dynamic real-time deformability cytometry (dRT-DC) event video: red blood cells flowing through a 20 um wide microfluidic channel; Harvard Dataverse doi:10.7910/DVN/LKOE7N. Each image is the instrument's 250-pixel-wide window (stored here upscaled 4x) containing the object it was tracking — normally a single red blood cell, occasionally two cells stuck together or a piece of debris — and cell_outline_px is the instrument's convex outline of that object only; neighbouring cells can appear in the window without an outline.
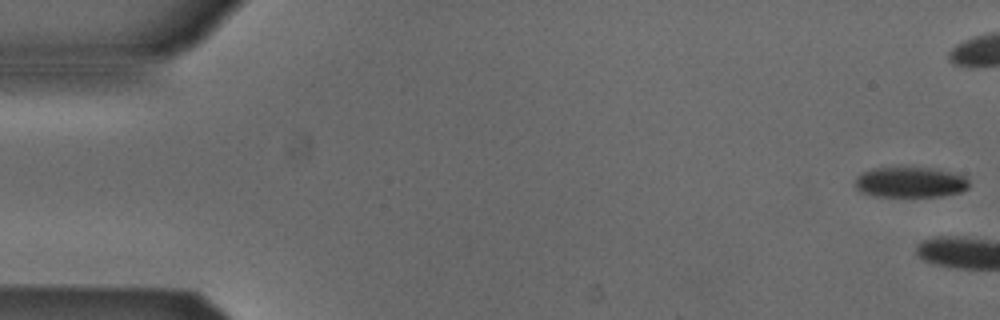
{"species": "Egyptian fruit bat (a non-hibernating species)", "species_latin": "Rousettus aegyptiacus", "temperature_condition": "cold", "stored_images_in_passage": 10, "camera_frame_rate_fps": 3000, "um_per_image_px": 0.085, "animal": {"sex": "male"}, "frame": {"image": 1, "passage_image": 1, "time_ms": 0.0, "image_size_px": [1000, 320], "cell_outline_px": [[968, 188], [960, 192], [940, 196], [876, 196], [860, 192], [856, 188], [856, 176], [860, 172], [872, 168], [940, 168], [968, 176]], "centroid_in_image_um": [77.4, 15.47], "position_along_channel_um": 7.6, "area_um2": 20.46}}